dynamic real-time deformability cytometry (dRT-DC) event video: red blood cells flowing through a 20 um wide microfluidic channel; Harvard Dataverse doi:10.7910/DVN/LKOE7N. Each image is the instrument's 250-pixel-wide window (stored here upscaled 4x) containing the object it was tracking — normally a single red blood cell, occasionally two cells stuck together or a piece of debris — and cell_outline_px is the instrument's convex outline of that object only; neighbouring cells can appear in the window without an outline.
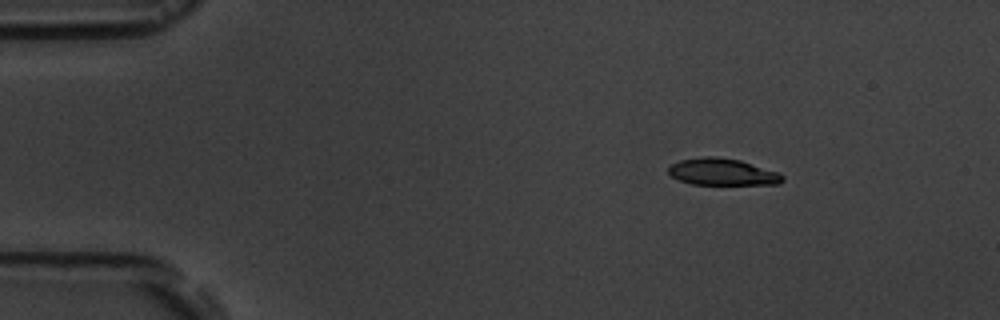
{"species": "common noctule bat (a hibernating species)", "species_latin": "Nyctalus noctula", "temperature_condition": "room temperature", "stored_images_in_passage": 10, "camera_frame_rate_fps": 3000, "um_per_image_px": 0.085, "animal": {"sex": "male", "body_mass_g": 19.5, "forearm_length_mm": 54.6}, "frame": {"image": 1, "passage_image": 1, "time_ms": 0.0, "image_size_px": [1000, 320], "cell_outline_px": [[784, 180], [780, 184], [692, 184], [680, 180], [672, 176], [668, 172], [668, 168], [672, 164], [680, 160], [704, 156], [716, 156], [740, 160], [780, 172], [784, 176]], "centroid_in_image_um": [61.44, 14.61], "position_along_channel_um": 23.6, "area_um2": 17.86}}
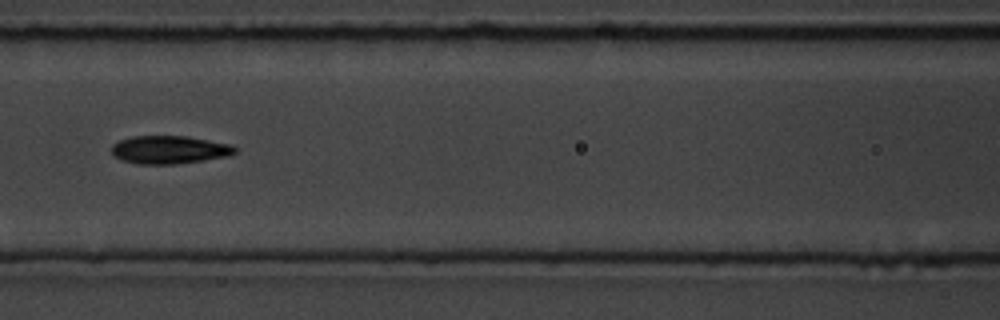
{"frame": {"image": 2, "passage_image": 5, "time_ms": 5.667, "image_size_px": [1000, 320], "cell_outline_px": [[236, 152], [228, 156], [204, 160], [176, 164], [136, 164], [112, 156], [112, 144], [120, 140], [132, 136], [188, 136], [232, 144], [236, 148]], "centroid_in_image_um": [14.4, 12.72], "position_along_channel_um": 152.2, "area_um2": 20.29}}
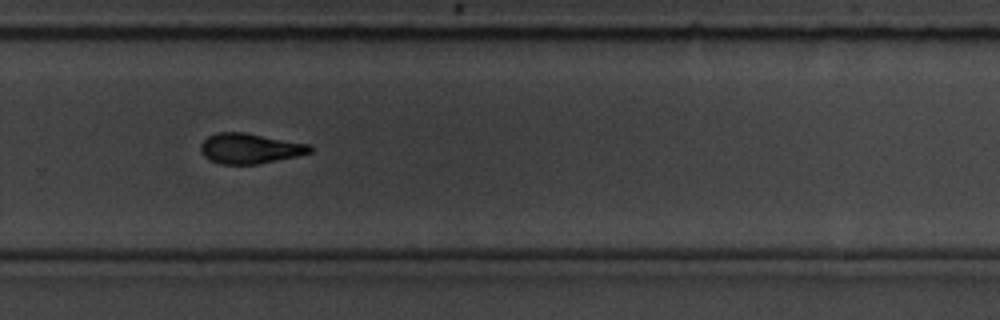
{"frame": {"image": 3, "passage_image": 9, "time_ms": 10.0, "image_size_px": [1000, 320], "cell_outline_px": [[312, 152], [296, 156], [260, 164], [220, 164], [208, 160], [200, 152], [200, 144], [208, 136], [216, 132], [244, 132], [308, 144], [312, 148]], "centroid_in_image_um": [21.18, 12.62], "position_along_channel_um": 308.6, "area_um2": 19.31}}